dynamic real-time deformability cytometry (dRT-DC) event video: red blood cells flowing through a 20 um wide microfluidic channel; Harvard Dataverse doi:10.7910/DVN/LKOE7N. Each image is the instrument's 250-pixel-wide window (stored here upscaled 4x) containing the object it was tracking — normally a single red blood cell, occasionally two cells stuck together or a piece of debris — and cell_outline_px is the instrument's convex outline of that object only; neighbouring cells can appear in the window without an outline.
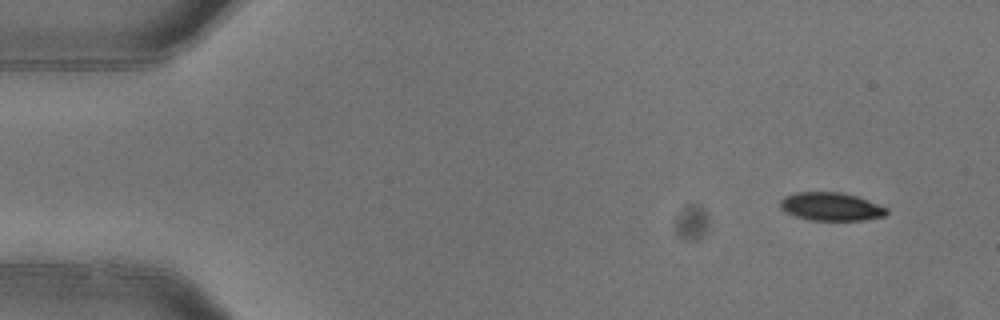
{"species": "common noctule bat (a hibernating species)", "species_latin": "Nyctalus noctula", "temperature_condition": "warm", "stored_images_in_passage": 4, "camera_frame_rate_fps": 3000, "um_per_image_px": 0.085, "animal": {"sex": "female"}, "frame": {"image": 1, "passage_image": 1, "time_ms": 0.0, "image_size_px": [1000, 320], "cell_outline_px": [[888, 212], [884, 216], [864, 220], [812, 220], [796, 216], [784, 212], [780, 208], [780, 200], [784, 196], [796, 192], [840, 192], [856, 196], [888, 208]], "centroid_in_image_um": [70.61, 17.56], "position_along_channel_um": 14.4, "area_um2": 17.46}}
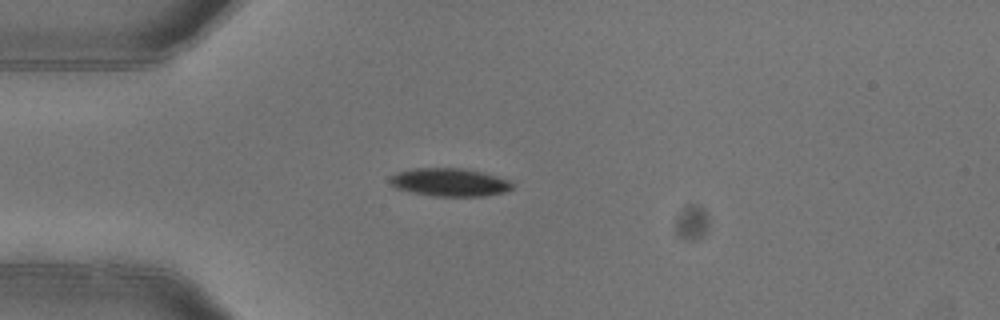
{"frame": {"image": 2, "passage_image": 4, "time_ms": 1.0, "image_size_px": [1000, 320], "cell_outline_px": [[512, 188], [504, 192], [484, 196], [432, 196], [412, 192], [396, 188], [388, 180], [396, 172], [412, 168], [464, 168], [484, 172], [512, 180]], "centroid_in_image_um": [38.24, 15.48], "position_along_channel_um": 46.8, "area_um2": 20.17}}